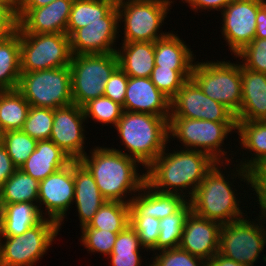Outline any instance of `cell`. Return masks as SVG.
<instances>
[{
	"mask_svg": "<svg viewBox=\"0 0 266 266\" xmlns=\"http://www.w3.org/2000/svg\"><path fill=\"white\" fill-rule=\"evenodd\" d=\"M168 120L149 113L123 111L115 129L129 154L121 149H112L126 153L147 168L170 142Z\"/></svg>",
	"mask_w": 266,
	"mask_h": 266,
	"instance_id": "3957f363",
	"label": "cell"
},
{
	"mask_svg": "<svg viewBox=\"0 0 266 266\" xmlns=\"http://www.w3.org/2000/svg\"><path fill=\"white\" fill-rule=\"evenodd\" d=\"M90 153L79 161L92 174L102 196L107 201L130 204L132 194L138 193L146 183V173L137 172L139 162L110 147L98 146ZM127 195L132 197L128 199Z\"/></svg>",
	"mask_w": 266,
	"mask_h": 266,
	"instance_id": "7a4b0ae2",
	"label": "cell"
},
{
	"mask_svg": "<svg viewBox=\"0 0 266 266\" xmlns=\"http://www.w3.org/2000/svg\"><path fill=\"white\" fill-rule=\"evenodd\" d=\"M159 253V254H158ZM154 255L149 266H207L202 258L191 255L180 247L161 250Z\"/></svg>",
	"mask_w": 266,
	"mask_h": 266,
	"instance_id": "60d3db41",
	"label": "cell"
},
{
	"mask_svg": "<svg viewBox=\"0 0 266 266\" xmlns=\"http://www.w3.org/2000/svg\"><path fill=\"white\" fill-rule=\"evenodd\" d=\"M192 70H172L154 66L150 79L157 89L172 100L179 89L191 79Z\"/></svg>",
	"mask_w": 266,
	"mask_h": 266,
	"instance_id": "d590c367",
	"label": "cell"
},
{
	"mask_svg": "<svg viewBox=\"0 0 266 266\" xmlns=\"http://www.w3.org/2000/svg\"><path fill=\"white\" fill-rule=\"evenodd\" d=\"M254 220L258 224L246 217L222 224L218 253L240 264L254 266L266 246V216L259 212Z\"/></svg>",
	"mask_w": 266,
	"mask_h": 266,
	"instance_id": "ba28073f",
	"label": "cell"
},
{
	"mask_svg": "<svg viewBox=\"0 0 266 266\" xmlns=\"http://www.w3.org/2000/svg\"><path fill=\"white\" fill-rule=\"evenodd\" d=\"M183 3H188L191 10L198 12V10H223L233 0H181Z\"/></svg>",
	"mask_w": 266,
	"mask_h": 266,
	"instance_id": "7dc6e473",
	"label": "cell"
},
{
	"mask_svg": "<svg viewBox=\"0 0 266 266\" xmlns=\"http://www.w3.org/2000/svg\"><path fill=\"white\" fill-rule=\"evenodd\" d=\"M242 100L236 120H266V73L252 71L241 64Z\"/></svg>",
	"mask_w": 266,
	"mask_h": 266,
	"instance_id": "7402d4cb",
	"label": "cell"
},
{
	"mask_svg": "<svg viewBox=\"0 0 266 266\" xmlns=\"http://www.w3.org/2000/svg\"><path fill=\"white\" fill-rule=\"evenodd\" d=\"M255 38H266V1L263 3V6L257 12Z\"/></svg>",
	"mask_w": 266,
	"mask_h": 266,
	"instance_id": "681fc988",
	"label": "cell"
},
{
	"mask_svg": "<svg viewBox=\"0 0 266 266\" xmlns=\"http://www.w3.org/2000/svg\"><path fill=\"white\" fill-rule=\"evenodd\" d=\"M17 27V15L7 5L0 4V39L11 36Z\"/></svg>",
	"mask_w": 266,
	"mask_h": 266,
	"instance_id": "bcb514c9",
	"label": "cell"
},
{
	"mask_svg": "<svg viewBox=\"0 0 266 266\" xmlns=\"http://www.w3.org/2000/svg\"><path fill=\"white\" fill-rule=\"evenodd\" d=\"M85 114L83 107L74 103L53 109V126L49 140L54 142L73 161L85 154Z\"/></svg>",
	"mask_w": 266,
	"mask_h": 266,
	"instance_id": "9a60e30c",
	"label": "cell"
},
{
	"mask_svg": "<svg viewBox=\"0 0 266 266\" xmlns=\"http://www.w3.org/2000/svg\"><path fill=\"white\" fill-rule=\"evenodd\" d=\"M53 126V109L30 106L22 131L37 141L49 140Z\"/></svg>",
	"mask_w": 266,
	"mask_h": 266,
	"instance_id": "f35d334b",
	"label": "cell"
},
{
	"mask_svg": "<svg viewBox=\"0 0 266 266\" xmlns=\"http://www.w3.org/2000/svg\"><path fill=\"white\" fill-rule=\"evenodd\" d=\"M172 3L171 0H137L118 5V20L124 23L122 43L155 42L166 36L169 32L159 30Z\"/></svg>",
	"mask_w": 266,
	"mask_h": 266,
	"instance_id": "8fae6325",
	"label": "cell"
},
{
	"mask_svg": "<svg viewBox=\"0 0 266 266\" xmlns=\"http://www.w3.org/2000/svg\"><path fill=\"white\" fill-rule=\"evenodd\" d=\"M234 57L243 59L242 65L247 69L266 73V38H254Z\"/></svg>",
	"mask_w": 266,
	"mask_h": 266,
	"instance_id": "b9f144b4",
	"label": "cell"
},
{
	"mask_svg": "<svg viewBox=\"0 0 266 266\" xmlns=\"http://www.w3.org/2000/svg\"><path fill=\"white\" fill-rule=\"evenodd\" d=\"M119 67L128 77H150L155 66L154 42H125L116 51Z\"/></svg>",
	"mask_w": 266,
	"mask_h": 266,
	"instance_id": "484cf974",
	"label": "cell"
},
{
	"mask_svg": "<svg viewBox=\"0 0 266 266\" xmlns=\"http://www.w3.org/2000/svg\"><path fill=\"white\" fill-rule=\"evenodd\" d=\"M74 0H54L38 8H18L17 20L20 33L66 34L67 23Z\"/></svg>",
	"mask_w": 266,
	"mask_h": 266,
	"instance_id": "ac0fdd59",
	"label": "cell"
},
{
	"mask_svg": "<svg viewBox=\"0 0 266 266\" xmlns=\"http://www.w3.org/2000/svg\"><path fill=\"white\" fill-rule=\"evenodd\" d=\"M223 163L214 164L189 200L194 214L221 224L237 221L246 216L239 207L240 201L235 190H232L233 183L226 180L229 178L221 171L220 166L224 167Z\"/></svg>",
	"mask_w": 266,
	"mask_h": 266,
	"instance_id": "277c9868",
	"label": "cell"
},
{
	"mask_svg": "<svg viewBox=\"0 0 266 266\" xmlns=\"http://www.w3.org/2000/svg\"><path fill=\"white\" fill-rule=\"evenodd\" d=\"M191 79L209 98L225 105L235 115L242 100L241 61L195 62Z\"/></svg>",
	"mask_w": 266,
	"mask_h": 266,
	"instance_id": "8992f818",
	"label": "cell"
},
{
	"mask_svg": "<svg viewBox=\"0 0 266 266\" xmlns=\"http://www.w3.org/2000/svg\"><path fill=\"white\" fill-rule=\"evenodd\" d=\"M21 76L20 32L0 39V90L17 89Z\"/></svg>",
	"mask_w": 266,
	"mask_h": 266,
	"instance_id": "83f0119b",
	"label": "cell"
},
{
	"mask_svg": "<svg viewBox=\"0 0 266 266\" xmlns=\"http://www.w3.org/2000/svg\"><path fill=\"white\" fill-rule=\"evenodd\" d=\"M141 249H144V247L140 243L138 234L128 225L123 231L118 233L112 253L109 255L111 265L141 266L143 260L140 255Z\"/></svg>",
	"mask_w": 266,
	"mask_h": 266,
	"instance_id": "836d02e7",
	"label": "cell"
},
{
	"mask_svg": "<svg viewBox=\"0 0 266 266\" xmlns=\"http://www.w3.org/2000/svg\"><path fill=\"white\" fill-rule=\"evenodd\" d=\"M115 6L106 0H74L67 23L66 34L70 36L75 30L94 21H101Z\"/></svg>",
	"mask_w": 266,
	"mask_h": 266,
	"instance_id": "d6a6232c",
	"label": "cell"
},
{
	"mask_svg": "<svg viewBox=\"0 0 266 266\" xmlns=\"http://www.w3.org/2000/svg\"><path fill=\"white\" fill-rule=\"evenodd\" d=\"M236 132L240 139L239 143L242 148L249 150L251 158L242 159L235 168L236 174L231 173V179L240 178L241 181H246L247 185L251 186V171L257 167L261 162L266 160V120L262 121H244L236 120ZM254 156V157H252ZM239 167V168H238ZM235 169V170H234ZM233 174V175H232ZM234 176V178L232 177ZM240 176V177H239Z\"/></svg>",
	"mask_w": 266,
	"mask_h": 266,
	"instance_id": "44dd1931",
	"label": "cell"
},
{
	"mask_svg": "<svg viewBox=\"0 0 266 266\" xmlns=\"http://www.w3.org/2000/svg\"><path fill=\"white\" fill-rule=\"evenodd\" d=\"M130 224V204L119 201H106L93 216L88 225L93 228L113 233H120Z\"/></svg>",
	"mask_w": 266,
	"mask_h": 266,
	"instance_id": "1f68e13d",
	"label": "cell"
},
{
	"mask_svg": "<svg viewBox=\"0 0 266 266\" xmlns=\"http://www.w3.org/2000/svg\"><path fill=\"white\" fill-rule=\"evenodd\" d=\"M74 200L80 227L89 224L98 209L107 201L88 169L80 162L73 161Z\"/></svg>",
	"mask_w": 266,
	"mask_h": 266,
	"instance_id": "603a6c76",
	"label": "cell"
},
{
	"mask_svg": "<svg viewBox=\"0 0 266 266\" xmlns=\"http://www.w3.org/2000/svg\"><path fill=\"white\" fill-rule=\"evenodd\" d=\"M127 84L128 76L118 66L106 82L103 96L123 106Z\"/></svg>",
	"mask_w": 266,
	"mask_h": 266,
	"instance_id": "ee69618b",
	"label": "cell"
},
{
	"mask_svg": "<svg viewBox=\"0 0 266 266\" xmlns=\"http://www.w3.org/2000/svg\"><path fill=\"white\" fill-rule=\"evenodd\" d=\"M0 4L7 5L17 15L19 0H0Z\"/></svg>",
	"mask_w": 266,
	"mask_h": 266,
	"instance_id": "f5cc1de1",
	"label": "cell"
},
{
	"mask_svg": "<svg viewBox=\"0 0 266 266\" xmlns=\"http://www.w3.org/2000/svg\"><path fill=\"white\" fill-rule=\"evenodd\" d=\"M5 130L1 127L0 125V145L3 144V141H4V136H5Z\"/></svg>",
	"mask_w": 266,
	"mask_h": 266,
	"instance_id": "9f6ffc18",
	"label": "cell"
},
{
	"mask_svg": "<svg viewBox=\"0 0 266 266\" xmlns=\"http://www.w3.org/2000/svg\"><path fill=\"white\" fill-rule=\"evenodd\" d=\"M221 225L191 211L185 220L179 247L208 262L218 253Z\"/></svg>",
	"mask_w": 266,
	"mask_h": 266,
	"instance_id": "d6986e66",
	"label": "cell"
},
{
	"mask_svg": "<svg viewBox=\"0 0 266 266\" xmlns=\"http://www.w3.org/2000/svg\"><path fill=\"white\" fill-rule=\"evenodd\" d=\"M3 217H4V204L0 197V235L2 231Z\"/></svg>",
	"mask_w": 266,
	"mask_h": 266,
	"instance_id": "db71d44e",
	"label": "cell"
},
{
	"mask_svg": "<svg viewBox=\"0 0 266 266\" xmlns=\"http://www.w3.org/2000/svg\"><path fill=\"white\" fill-rule=\"evenodd\" d=\"M17 89L30 106L56 109L70 105V66L21 73Z\"/></svg>",
	"mask_w": 266,
	"mask_h": 266,
	"instance_id": "30bf717a",
	"label": "cell"
},
{
	"mask_svg": "<svg viewBox=\"0 0 266 266\" xmlns=\"http://www.w3.org/2000/svg\"><path fill=\"white\" fill-rule=\"evenodd\" d=\"M17 169L5 146L0 145V187Z\"/></svg>",
	"mask_w": 266,
	"mask_h": 266,
	"instance_id": "c3c4849f",
	"label": "cell"
},
{
	"mask_svg": "<svg viewBox=\"0 0 266 266\" xmlns=\"http://www.w3.org/2000/svg\"><path fill=\"white\" fill-rule=\"evenodd\" d=\"M60 229L59 223L44 217L22 235L0 236V266H34L46 254Z\"/></svg>",
	"mask_w": 266,
	"mask_h": 266,
	"instance_id": "9c48e42d",
	"label": "cell"
},
{
	"mask_svg": "<svg viewBox=\"0 0 266 266\" xmlns=\"http://www.w3.org/2000/svg\"><path fill=\"white\" fill-rule=\"evenodd\" d=\"M85 118L94 119L97 123L112 124L114 127L123 114V106L105 96L90 100L83 106Z\"/></svg>",
	"mask_w": 266,
	"mask_h": 266,
	"instance_id": "74e56055",
	"label": "cell"
},
{
	"mask_svg": "<svg viewBox=\"0 0 266 266\" xmlns=\"http://www.w3.org/2000/svg\"><path fill=\"white\" fill-rule=\"evenodd\" d=\"M167 150L165 148L145 169L146 183L156 191L181 195L189 201L216 161L197 150L180 149L166 153Z\"/></svg>",
	"mask_w": 266,
	"mask_h": 266,
	"instance_id": "6da1fadb",
	"label": "cell"
},
{
	"mask_svg": "<svg viewBox=\"0 0 266 266\" xmlns=\"http://www.w3.org/2000/svg\"><path fill=\"white\" fill-rule=\"evenodd\" d=\"M30 104L18 89L0 90V125L5 131L21 130Z\"/></svg>",
	"mask_w": 266,
	"mask_h": 266,
	"instance_id": "4dcf8cb0",
	"label": "cell"
},
{
	"mask_svg": "<svg viewBox=\"0 0 266 266\" xmlns=\"http://www.w3.org/2000/svg\"><path fill=\"white\" fill-rule=\"evenodd\" d=\"M42 216L35 203L4 204V217L0 236H19L38 224Z\"/></svg>",
	"mask_w": 266,
	"mask_h": 266,
	"instance_id": "f1b7e54d",
	"label": "cell"
},
{
	"mask_svg": "<svg viewBox=\"0 0 266 266\" xmlns=\"http://www.w3.org/2000/svg\"><path fill=\"white\" fill-rule=\"evenodd\" d=\"M39 181L17 169L0 187L3 204L21 202L35 203L38 206Z\"/></svg>",
	"mask_w": 266,
	"mask_h": 266,
	"instance_id": "f546056e",
	"label": "cell"
},
{
	"mask_svg": "<svg viewBox=\"0 0 266 266\" xmlns=\"http://www.w3.org/2000/svg\"><path fill=\"white\" fill-rule=\"evenodd\" d=\"M251 190L257 196L260 212L266 216V160L251 171Z\"/></svg>",
	"mask_w": 266,
	"mask_h": 266,
	"instance_id": "f6af8a7d",
	"label": "cell"
},
{
	"mask_svg": "<svg viewBox=\"0 0 266 266\" xmlns=\"http://www.w3.org/2000/svg\"><path fill=\"white\" fill-rule=\"evenodd\" d=\"M129 225L138 234L140 243L147 252L156 245L160 233V219L151 216H130Z\"/></svg>",
	"mask_w": 266,
	"mask_h": 266,
	"instance_id": "7bdbcfd3",
	"label": "cell"
},
{
	"mask_svg": "<svg viewBox=\"0 0 266 266\" xmlns=\"http://www.w3.org/2000/svg\"><path fill=\"white\" fill-rule=\"evenodd\" d=\"M73 103L83 107L104 95L105 84L119 66L116 52L72 55L70 63Z\"/></svg>",
	"mask_w": 266,
	"mask_h": 266,
	"instance_id": "52a82bcc",
	"label": "cell"
},
{
	"mask_svg": "<svg viewBox=\"0 0 266 266\" xmlns=\"http://www.w3.org/2000/svg\"><path fill=\"white\" fill-rule=\"evenodd\" d=\"M133 195L130 216H151L162 219L176 213L188 201L181 195L156 191L147 183Z\"/></svg>",
	"mask_w": 266,
	"mask_h": 266,
	"instance_id": "cb8c5ba5",
	"label": "cell"
},
{
	"mask_svg": "<svg viewBox=\"0 0 266 266\" xmlns=\"http://www.w3.org/2000/svg\"><path fill=\"white\" fill-rule=\"evenodd\" d=\"M74 201L73 161L66 167L39 181L38 208L43 216L53 219L61 226ZM42 205L45 206V213ZM43 212V213H42Z\"/></svg>",
	"mask_w": 266,
	"mask_h": 266,
	"instance_id": "2e32d148",
	"label": "cell"
},
{
	"mask_svg": "<svg viewBox=\"0 0 266 266\" xmlns=\"http://www.w3.org/2000/svg\"><path fill=\"white\" fill-rule=\"evenodd\" d=\"M177 35L172 31L154 42V64L172 70H193L194 53Z\"/></svg>",
	"mask_w": 266,
	"mask_h": 266,
	"instance_id": "4316f807",
	"label": "cell"
},
{
	"mask_svg": "<svg viewBox=\"0 0 266 266\" xmlns=\"http://www.w3.org/2000/svg\"><path fill=\"white\" fill-rule=\"evenodd\" d=\"M81 243L91 253H102L109 256L112 253L118 234L93 228H81Z\"/></svg>",
	"mask_w": 266,
	"mask_h": 266,
	"instance_id": "ab89813d",
	"label": "cell"
},
{
	"mask_svg": "<svg viewBox=\"0 0 266 266\" xmlns=\"http://www.w3.org/2000/svg\"><path fill=\"white\" fill-rule=\"evenodd\" d=\"M236 125L237 122H212L184 117H169V140L177 137L176 139L182 143L183 148L204 152L216 162L225 161V166H227L230 165L231 158L226 157L229 156L226 154L228 151H224L225 149L222 147L225 138L227 139L231 132H236ZM226 163L228 164L226 165Z\"/></svg>",
	"mask_w": 266,
	"mask_h": 266,
	"instance_id": "5b68a950",
	"label": "cell"
},
{
	"mask_svg": "<svg viewBox=\"0 0 266 266\" xmlns=\"http://www.w3.org/2000/svg\"><path fill=\"white\" fill-rule=\"evenodd\" d=\"M118 27V10L115 6L101 21L79 28L69 36L72 55L116 52L117 48L113 46L119 38Z\"/></svg>",
	"mask_w": 266,
	"mask_h": 266,
	"instance_id": "e0dca14e",
	"label": "cell"
},
{
	"mask_svg": "<svg viewBox=\"0 0 266 266\" xmlns=\"http://www.w3.org/2000/svg\"><path fill=\"white\" fill-rule=\"evenodd\" d=\"M123 110L169 118L171 100L157 89L150 77H128Z\"/></svg>",
	"mask_w": 266,
	"mask_h": 266,
	"instance_id": "ffe728a7",
	"label": "cell"
},
{
	"mask_svg": "<svg viewBox=\"0 0 266 266\" xmlns=\"http://www.w3.org/2000/svg\"><path fill=\"white\" fill-rule=\"evenodd\" d=\"M265 1L233 0L221 10V34L234 55L255 38L257 12Z\"/></svg>",
	"mask_w": 266,
	"mask_h": 266,
	"instance_id": "5bb4252c",
	"label": "cell"
},
{
	"mask_svg": "<svg viewBox=\"0 0 266 266\" xmlns=\"http://www.w3.org/2000/svg\"><path fill=\"white\" fill-rule=\"evenodd\" d=\"M191 212V204L187 201L176 213L160 219V233L153 252L179 247L184 223Z\"/></svg>",
	"mask_w": 266,
	"mask_h": 266,
	"instance_id": "e575fe53",
	"label": "cell"
},
{
	"mask_svg": "<svg viewBox=\"0 0 266 266\" xmlns=\"http://www.w3.org/2000/svg\"><path fill=\"white\" fill-rule=\"evenodd\" d=\"M37 142L22 130H9L5 132L3 145L13 164L19 169L35 151Z\"/></svg>",
	"mask_w": 266,
	"mask_h": 266,
	"instance_id": "8d00e7d4",
	"label": "cell"
},
{
	"mask_svg": "<svg viewBox=\"0 0 266 266\" xmlns=\"http://www.w3.org/2000/svg\"><path fill=\"white\" fill-rule=\"evenodd\" d=\"M73 160L51 140L38 141L35 151L20 170L38 181L66 167Z\"/></svg>",
	"mask_w": 266,
	"mask_h": 266,
	"instance_id": "d4e9b609",
	"label": "cell"
},
{
	"mask_svg": "<svg viewBox=\"0 0 266 266\" xmlns=\"http://www.w3.org/2000/svg\"><path fill=\"white\" fill-rule=\"evenodd\" d=\"M54 0H19V8H38L50 4Z\"/></svg>",
	"mask_w": 266,
	"mask_h": 266,
	"instance_id": "816d5d0a",
	"label": "cell"
},
{
	"mask_svg": "<svg viewBox=\"0 0 266 266\" xmlns=\"http://www.w3.org/2000/svg\"><path fill=\"white\" fill-rule=\"evenodd\" d=\"M207 266H246L235 262L234 260L216 253L208 262Z\"/></svg>",
	"mask_w": 266,
	"mask_h": 266,
	"instance_id": "f907efd6",
	"label": "cell"
},
{
	"mask_svg": "<svg viewBox=\"0 0 266 266\" xmlns=\"http://www.w3.org/2000/svg\"><path fill=\"white\" fill-rule=\"evenodd\" d=\"M112 3L114 6H118L122 3L129 2V1H137V0H106Z\"/></svg>",
	"mask_w": 266,
	"mask_h": 266,
	"instance_id": "11a10c76",
	"label": "cell"
},
{
	"mask_svg": "<svg viewBox=\"0 0 266 266\" xmlns=\"http://www.w3.org/2000/svg\"><path fill=\"white\" fill-rule=\"evenodd\" d=\"M170 117L237 122L230 109L205 95L192 79H189L171 100Z\"/></svg>",
	"mask_w": 266,
	"mask_h": 266,
	"instance_id": "4fadbf2b",
	"label": "cell"
},
{
	"mask_svg": "<svg viewBox=\"0 0 266 266\" xmlns=\"http://www.w3.org/2000/svg\"><path fill=\"white\" fill-rule=\"evenodd\" d=\"M70 39L62 33H20L21 73L69 66Z\"/></svg>",
	"mask_w": 266,
	"mask_h": 266,
	"instance_id": "7c38bea8",
	"label": "cell"
}]
</instances>
